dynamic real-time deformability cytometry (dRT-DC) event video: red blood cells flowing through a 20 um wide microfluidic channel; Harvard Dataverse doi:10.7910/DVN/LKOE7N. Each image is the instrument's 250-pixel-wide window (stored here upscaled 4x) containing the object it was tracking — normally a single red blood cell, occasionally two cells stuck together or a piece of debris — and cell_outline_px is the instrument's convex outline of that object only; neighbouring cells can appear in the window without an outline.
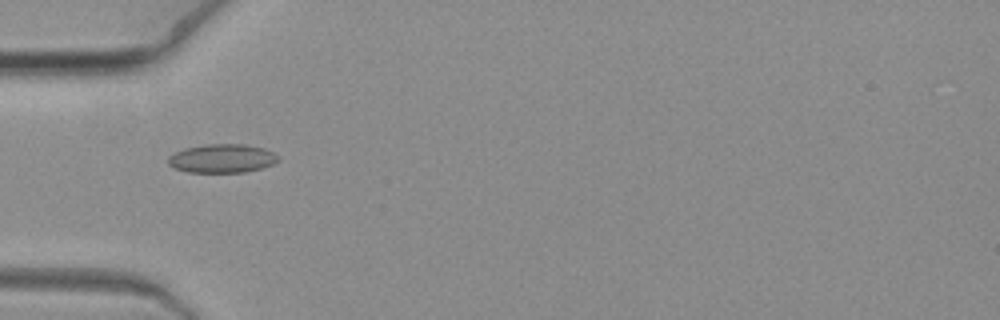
{"species": "common noctule bat (a hibernating species)", "species_latin": "Nyctalus noctula", "temperature_condition": "warm", "stored_images_in_passage": 11, "camera_frame_rate_fps": 3000, "um_per_image_px": 0.085, "animal": {"sex": "female", "body_mass_g": 19.3, "forearm_length_mm": 54.1}, "frame": {"image": 1, "passage_image": 7, "time_ms": 2.0, "image_size_px": [1000, 320], "cell_outline_px": [[280, 160], [272, 164], [260, 168], [244, 172], [188, 172], [176, 168], [168, 164], [168, 156], [184, 148], [204, 144], [244, 144], [264, 148], [280, 156]], "centroid_in_image_um": [18.88, 13.46], "position_along_channel_um": 66.1, "area_um2": 18.38}}
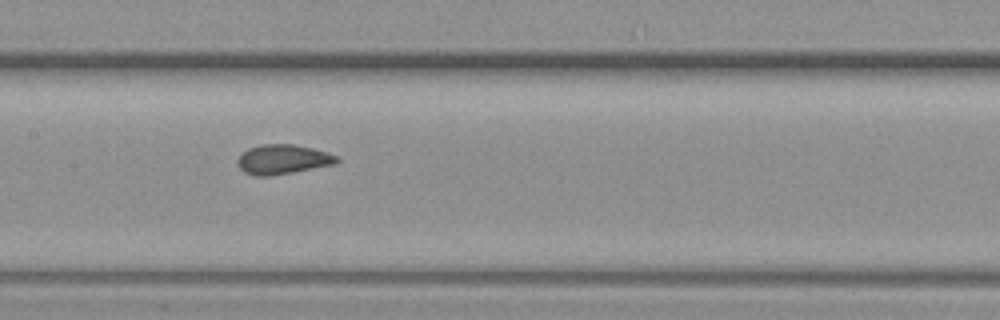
{"frame": {"image": 2, "passage_image": 10, "time_ms": 3.0, "image_size_px": [1000, 320], "cell_outline_px": [[340, 160], [336, 164], [272, 176], [256, 176], [244, 172], [236, 164], [236, 160], [248, 148], [260, 144], [292, 144], [312, 148], [328, 152], [340, 156]], "centroid_in_image_um": [24.06, 13.55], "position_along_channel_um": 183.3, "area_um2": 17.34}}
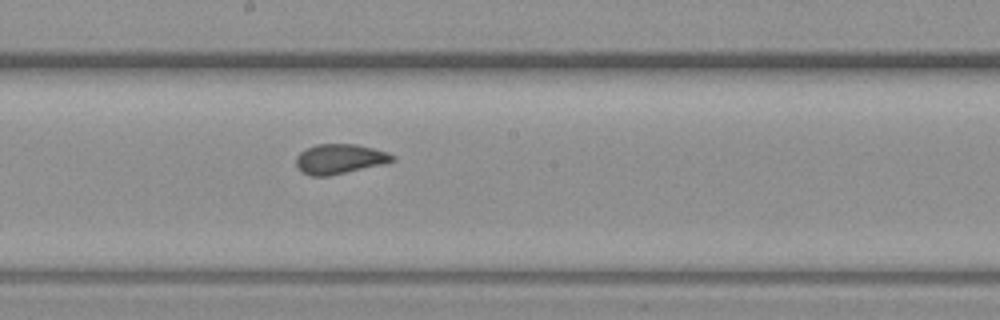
{"frame": {"image": 3, "passage_image": 11, "time_ms": 3.333, "image_size_px": [1000, 320], "cell_outline_px": [[396, 160], [384, 164], [328, 176], [312, 176], [300, 172], [296, 164], [296, 156], [300, 152], [316, 144], [356, 144], [388, 152], [396, 156]], "centroid_in_image_um": [28.88, 13.51], "position_along_channel_um": 219.3, "area_um2": 16.82}}